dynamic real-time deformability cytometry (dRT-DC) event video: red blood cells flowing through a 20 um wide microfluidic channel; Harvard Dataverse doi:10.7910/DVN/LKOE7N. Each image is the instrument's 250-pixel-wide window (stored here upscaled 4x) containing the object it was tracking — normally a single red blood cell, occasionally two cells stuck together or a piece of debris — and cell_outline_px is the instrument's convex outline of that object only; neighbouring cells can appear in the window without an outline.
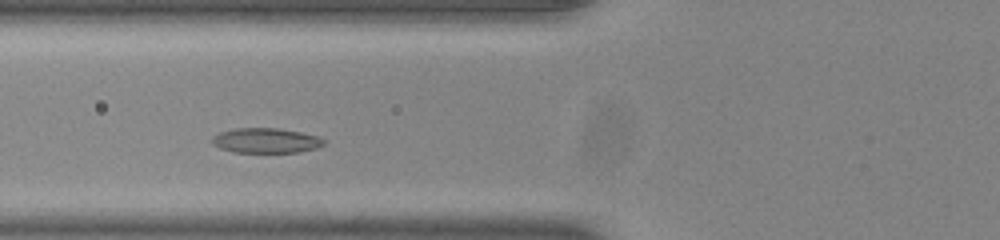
{"species": "common noctule bat (a hibernating species)", "species_latin": "Nyctalus noctula", "temperature_condition": "room temperature", "stored_images_in_passage": 40, "camera_frame_rate_fps": 3000, "um_per_image_px": 0.085, "animal": {"sex": "male", "body_mass_g": 20.0, "forearm_length_mm": 53.3}, "frame": {"image": 1, "passage_image": 6, "time_ms": 1.667, "image_size_px": [1000, 240], "cell_outline_px": [[328, 140], [324, 144], [316, 148], [300, 152], [232, 152], [220, 148], [212, 144], [212, 136], [220, 132], [236, 128], [280, 128], [300, 132], [316, 136]], "centroid_in_image_um": [22.6, 11.94], "position_along_channel_um": 103.2, "area_um2": 16.3}}
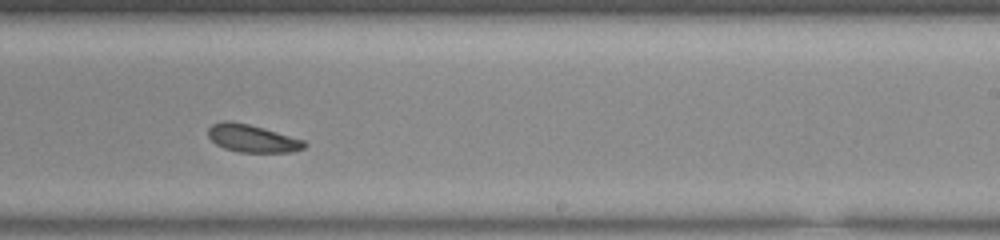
{"frame": {"image": 2, "passage_image": 19, "time_ms": 6.0, "image_size_px": [1000, 240], "cell_outline_px": [[308, 144], [304, 148], [292, 152], [240, 152], [224, 148], [216, 144], [208, 136], [208, 128], [212, 124], [220, 120], [228, 120], [248, 124], [264, 128], [304, 140]], "centroid_in_image_um": [21.43, 11.75], "position_along_channel_um": 267.6, "area_um2": 15.55}}
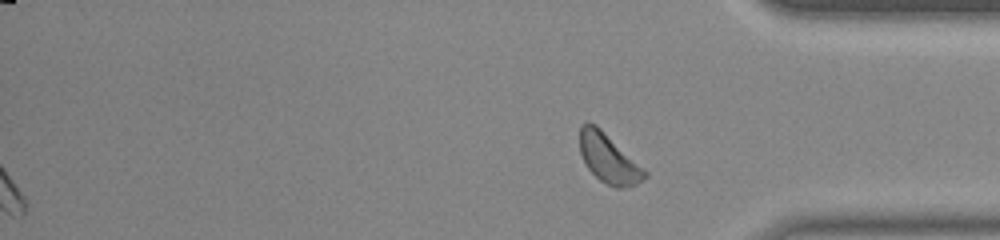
{"frame": {"image": 3, "passage_image": 40, "time_ms": 13.0, "image_size_px": [1000, 240], "cell_outline_px": [[648, 176], [636, 184], [620, 188], [616, 188], [600, 180], [588, 168], [580, 152], [580, 124], [584, 120], [588, 120], [596, 124], [644, 168], [648, 172]], "centroid_in_image_um": [51.72, 13.43], "position_along_channel_um": 383.5, "area_um2": 18.55}, "authors_computed_cell_mechanics": {"area_um2": 15.8661, "velocity_mm_per_s": 3.8014, "shape_relaxation_time_tau1_ms": 8.4424, "shape_relaxation_time_tau2_ms": null, "deformation_change_tau1": 0.1224, "deformation_change_tau2": null}}